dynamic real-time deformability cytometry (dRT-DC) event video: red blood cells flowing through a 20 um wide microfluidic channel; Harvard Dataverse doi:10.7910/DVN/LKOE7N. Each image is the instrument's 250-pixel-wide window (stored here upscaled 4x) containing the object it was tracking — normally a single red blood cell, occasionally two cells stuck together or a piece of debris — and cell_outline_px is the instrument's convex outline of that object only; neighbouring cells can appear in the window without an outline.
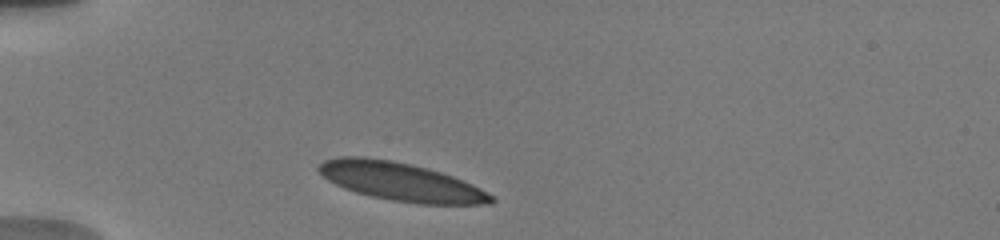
{"species": "human", "species_latin": "Homo sapiens", "temperature_condition": "warm", "stored_images_in_passage": 8, "camera_frame_rate_fps": 3000, "um_per_image_px": 0.085, "donor": {"sex": "male"}, "frame": {"image": 1, "passage_image": 1, "time_ms": 0.0, "image_size_px": [1000, 240], "cell_outline_px": [[496, 200], [492, 204], [420, 204], [392, 200], [372, 196], [356, 192], [344, 188], [328, 180], [316, 168], [324, 160], [340, 156], [364, 156], [392, 160], [412, 164], [428, 168], [452, 176], [472, 184], [480, 188], [492, 196]], "centroid_in_image_um": [34.07, 15.43], "position_along_channel_um": 50.9, "area_um2": 38.38}}
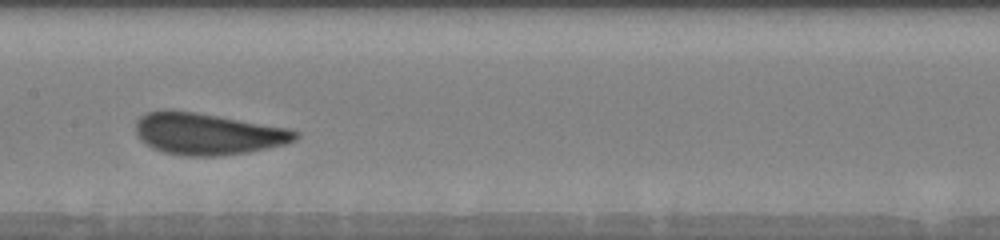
{"frame": {"image": 2, "passage_image": 5, "time_ms": 4.333, "image_size_px": [1000, 240], "cell_outline_px": [[300, 136], [296, 140], [284, 144], [248, 152], [220, 156], [184, 156], [164, 152], [152, 148], [140, 140], [136, 132], [136, 120], [140, 116], [148, 112], [164, 108], [172, 108], [196, 112], [288, 128], [300, 132]], "centroid_in_image_um": [17.62, 11.36], "position_along_channel_um": 189.8, "area_um2": 39.13}}
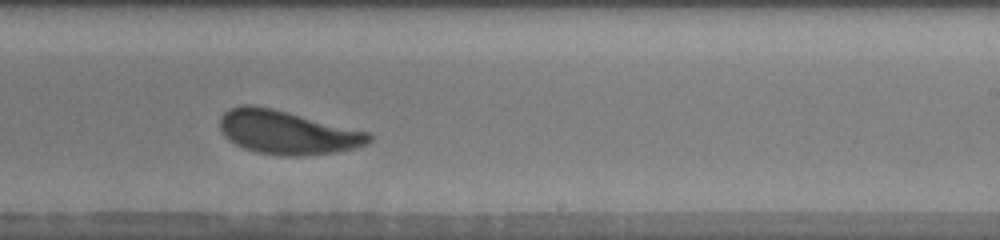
{"frame": {"image": 3, "passage_image": 7, "time_ms": 6.333, "image_size_px": [1000, 240], "cell_outline_px": [[372, 140], [368, 144], [356, 148], [336, 152], [304, 156], [280, 156], [256, 152], [244, 148], [228, 140], [224, 136], [220, 128], [220, 116], [228, 108], [240, 104], [252, 104], [272, 108], [368, 132], [372, 136]], "centroid_in_image_um": [24.38, 11.25], "position_along_channel_um": 264.6, "area_um2": 38.15}}